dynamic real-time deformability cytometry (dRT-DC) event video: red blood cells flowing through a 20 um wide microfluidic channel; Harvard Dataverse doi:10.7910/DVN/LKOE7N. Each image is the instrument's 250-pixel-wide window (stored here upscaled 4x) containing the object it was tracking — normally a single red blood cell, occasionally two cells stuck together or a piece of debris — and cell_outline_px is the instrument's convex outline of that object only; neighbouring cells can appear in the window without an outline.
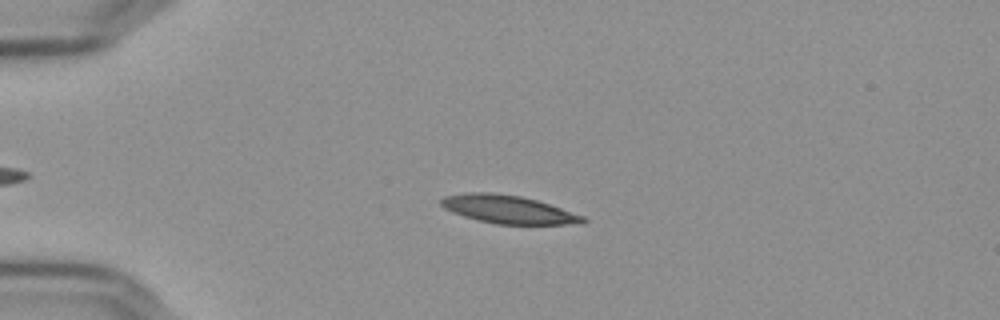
{"species": "Egyptian fruit bat (a non-hibernating species)", "species_latin": "Rousettus aegyptiacus", "temperature_condition": "cold", "stored_images_in_passage": 50, "camera_frame_rate_fps": 3000, "um_per_image_px": 0.085, "frame": {"image": 1, "passage_image": 14, "time_ms": 4.333, "image_size_px": [1000, 320], "cell_outline_px": [[588, 220], [584, 224], [496, 224], [464, 216], [452, 212], [444, 208], [440, 204], [440, 200], [444, 196], [464, 192], [492, 192], [520, 196], [536, 200], [584, 216]], "centroid_in_image_um": [43.19, 17.79], "position_along_channel_um": 41.8, "area_um2": 23.18}}
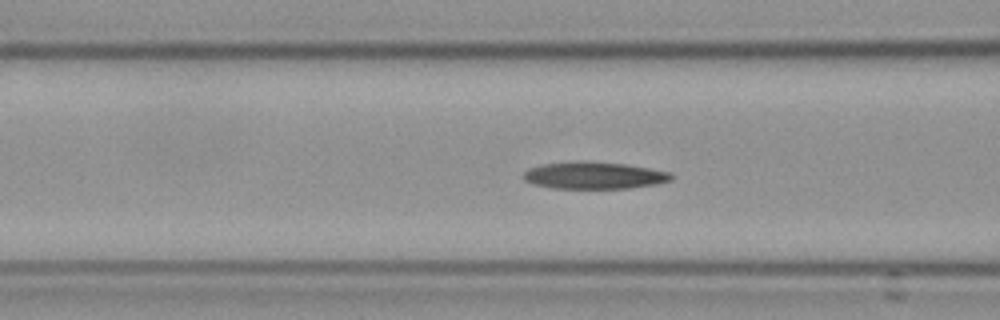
{"frame": {"image": 2, "passage_image": 23, "time_ms": 7.333, "image_size_px": [1000, 320], "cell_outline_px": [[672, 180], [656, 184], [628, 188], [552, 188], [532, 184], [524, 180], [524, 172], [528, 168], [540, 164], [576, 160], [584, 160], [628, 164], [672, 172]], "centroid_in_image_um": [50.48, 14.89], "position_along_channel_um": 116.1, "area_um2": 23.7}}
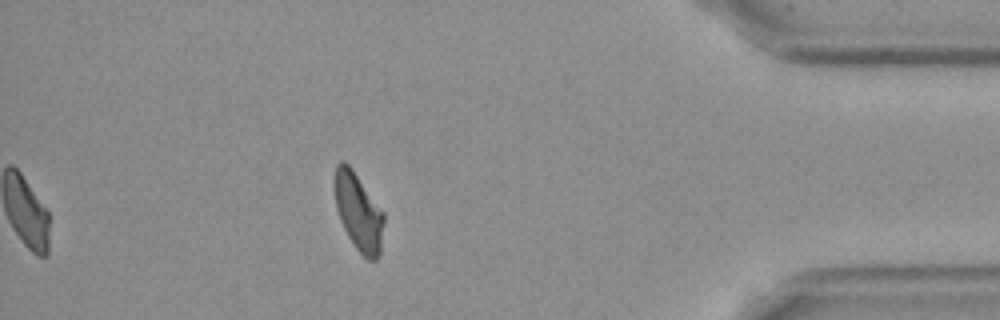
{"frame": {"image": 3, "passage_image": 50, "time_ms": 16.333, "image_size_px": [1000, 320], "cell_outline_px": [[384, 224], [380, 256], [376, 260], [368, 260], [356, 248], [348, 236], [340, 220], [336, 208], [336, 164], [340, 160], [344, 160], [352, 168], [384, 212]], "centroid_in_image_um": [30.51, 18.04], "position_along_channel_um": 404.7, "area_um2": 22.08}, "authors_computed_cell_mechanics": {"area_um2": 23.0911, "velocity_mm_per_s": 3.6319, "shape_relaxation_time_tau1_ms": 6.3735, "shape_relaxation_time_tau2_ms": 10.229, "deformation_change_tau1": 0.1865, "deformation_change_tau2": 0.2218}}